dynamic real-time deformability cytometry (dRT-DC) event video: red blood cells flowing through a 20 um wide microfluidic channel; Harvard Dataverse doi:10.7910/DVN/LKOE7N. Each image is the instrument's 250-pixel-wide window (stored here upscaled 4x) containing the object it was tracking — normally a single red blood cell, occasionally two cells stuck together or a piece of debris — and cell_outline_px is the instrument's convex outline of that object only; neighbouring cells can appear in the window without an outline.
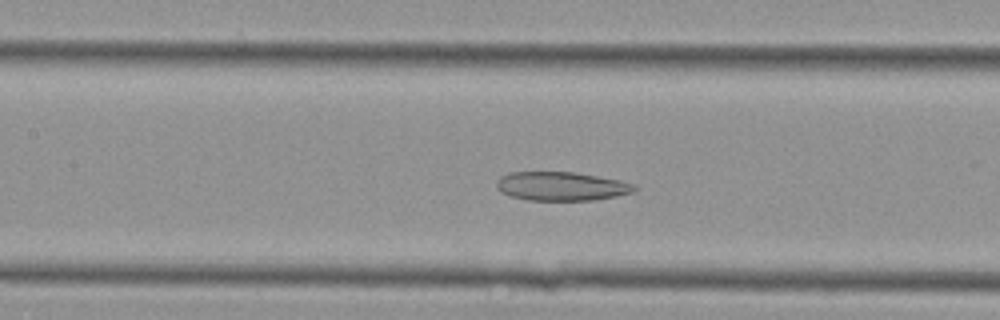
{"species": "Egyptian fruit bat (a non-hibernating species)", "species_latin": "Rousettus aegyptiacus", "temperature_condition": "cold", "stored_images_in_passage": 40, "camera_frame_rate_fps": 3000, "um_per_image_px": 0.085, "animal": {"sex": "female"}, "frame": {"image": 1, "passage_image": 15, "time_ms": 4.667, "image_size_px": [1000, 320], "cell_outline_px": [[636, 188], [632, 192], [616, 196], [592, 200], [528, 200], [512, 196], [500, 192], [496, 188], [496, 180], [500, 176], [508, 172], [572, 172], [620, 180], [632, 184]], "centroid_in_image_um": [47.64, 15.82], "position_along_channel_um": 159.8, "area_um2": 23.0}}
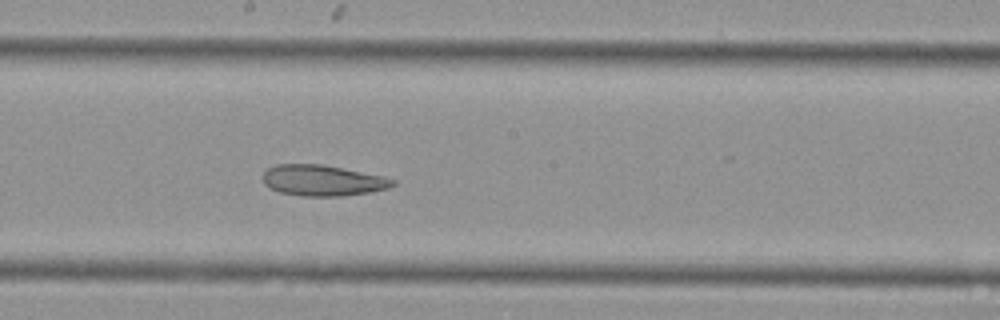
{"frame": {"image": 2, "passage_image": 19, "time_ms": 6.0, "image_size_px": [1000, 320], "cell_outline_px": [[396, 184], [388, 188], [372, 192], [344, 196], [300, 196], [280, 192], [264, 184], [264, 172], [268, 168], [276, 164], [320, 164], [384, 176], [396, 180]], "centroid_in_image_um": [27.46, 15.34], "position_along_channel_um": 220.7, "area_um2": 23.35}}
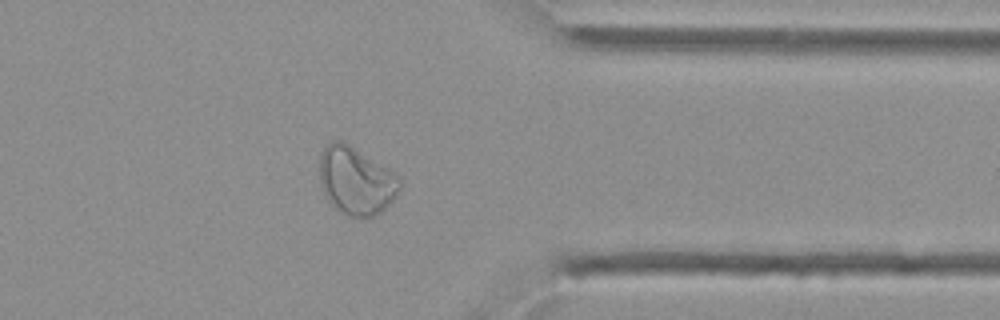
{"frame": {"image": 3, "passage_image": 30, "time_ms": 9.667, "image_size_px": [1000, 320], "cell_outline_px": [[400, 188], [392, 200], [380, 212], [372, 216], [348, 216], [332, 204], [328, 200], [320, 184], [320, 152], [332, 140], [344, 140], [400, 176]], "centroid_in_image_um": [30.25, 15.32], "position_along_channel_um": 381.2, "area_um2": 31.39}}